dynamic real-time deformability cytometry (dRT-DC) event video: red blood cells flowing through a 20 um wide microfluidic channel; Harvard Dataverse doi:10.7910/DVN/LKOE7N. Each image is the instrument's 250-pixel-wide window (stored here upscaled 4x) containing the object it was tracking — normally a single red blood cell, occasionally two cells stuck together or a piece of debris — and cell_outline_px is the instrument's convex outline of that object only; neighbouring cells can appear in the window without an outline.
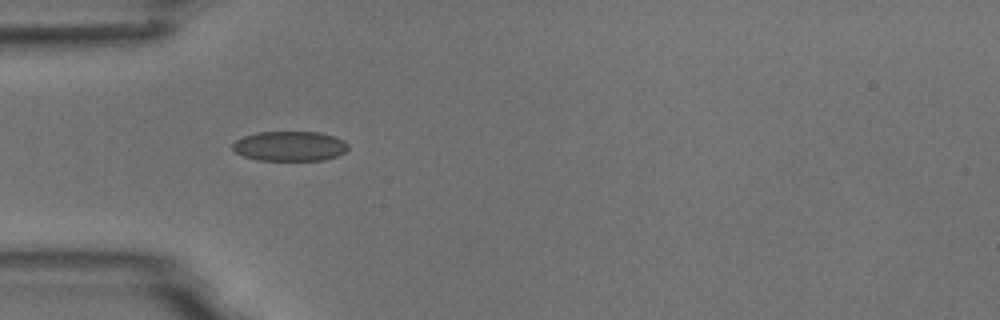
{"species": "common noctule bat (a hibernating species)", "species_latin": "Nyctalus noctula", "temperature_condition": "room temperature", "stored_images_in_passage": 29, "camera_frame_rate_fps": 3000, "um_per_image_px": 0.085, "animal": {"sex": "male", "body_mass_g": 18.8}, "frame": {"image": 1, "passage_image": 1, "time_ms": 0.0, "image_size_px": [1000, 320], "cell_outline_px": [[348, 148], [344, 152], [336, 156], [324, 160], [256, 160], [244, 156], [236, 152], [232, 148], [232, 144], [236, 140], [244, 136], [256, 132], [320, 132], [336, 136], [344, 140], [348, 144]], "centroid_in_image_um": [24.64, 12.41], "position_along_channel_um": 60.4, "area_um2": 20.17}}
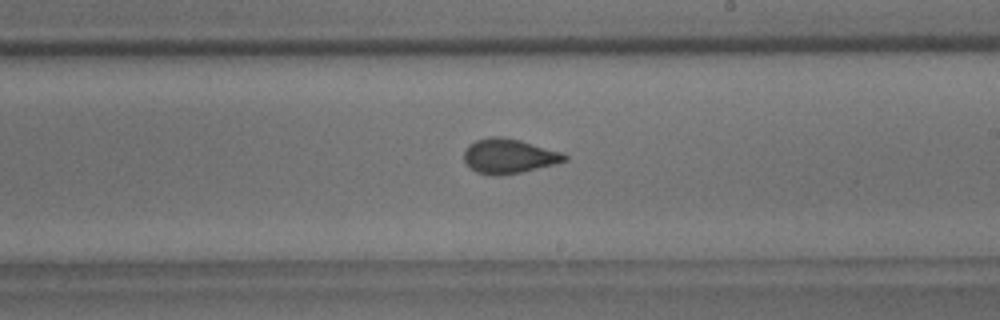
{"frame": {"image": 2, "passage_image": 16, "time_ms": 5.0, "image_size_px": [1000, 320], "cell_outline_px": [[568, 160], [556, 164], [520, 172], [500, 176], [492, 176], [476, 172], [464, 160], [464, 152], [468, 144], [476, 140], [492, 136], [500, 136], [520, 140], [560, 152], [568, 156]], "centroid_in_image_um": [43.24, 13.27], "position_along_channel_um": 245.8, "area_um2": 20.23}}
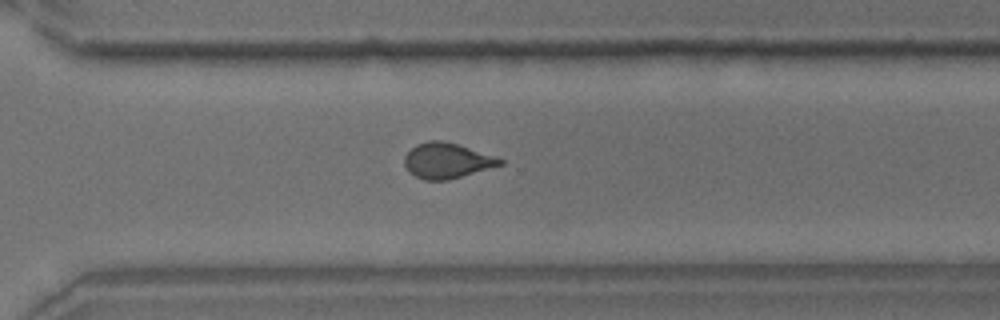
{"frame": {"image": 3, "passage_image": 23, "time_ms": 7.333, "image_size_px": [1000, 320], "cell_outline_px": [[504, 164], [448, 180], [424, 180], [408, 172], [404, 164], [404, 156], [416, 144], [428, 140], [444, 140], [504, 160]], "centroid_in_image_um": [37.93, 13.66], "position_along_channel_um": 332.7, "area_um2": 19.48}, "authors_computed_cell_mechanics": {"area_um2": 19.7098, "velocity_mm_per_s": 3.7383, "shape_relaxation_time_tau1_ms": null, "shape_relaxation_time_tau2_ms": 0.9673, "deformation_change_tau1": null, "deformation_change_tau2": 0.0487}}